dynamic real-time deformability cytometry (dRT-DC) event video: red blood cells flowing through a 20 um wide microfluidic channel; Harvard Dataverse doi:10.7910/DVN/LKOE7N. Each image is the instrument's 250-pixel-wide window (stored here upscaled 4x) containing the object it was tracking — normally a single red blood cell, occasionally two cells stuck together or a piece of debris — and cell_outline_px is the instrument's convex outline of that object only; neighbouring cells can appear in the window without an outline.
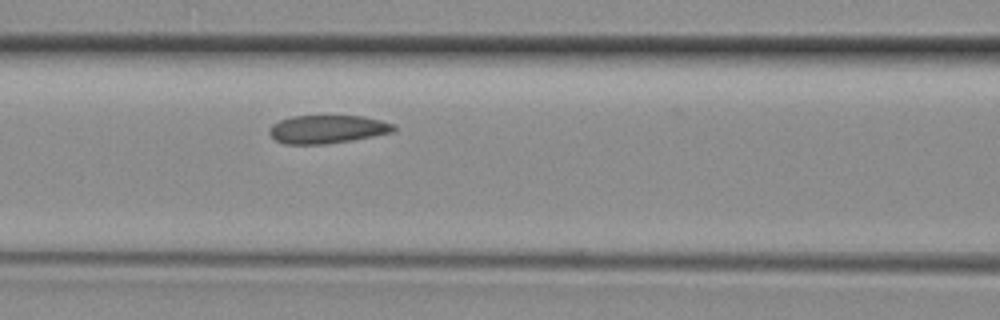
{"species": "common noctule bat (a hibernating species)", "species_latin": "Nyctalus noctula", "temperature_condition": "room temperature", "stored_images_in_passage": 6, "camera_frame_rate_fps": 3000, "um_per_image_px": 0.085, "animal": {"sex": "female", "body_mass_g": 29.2, "forearm_length_mm": 56.3}, "frame": {"image": 1, "passage_image": 5, "time_ms": 1.333, "image_size_px": [1000, 320], "cell_outline_px": [[396, 128], [392, 132], [352, 140], [324, 144], [284, 144], [276, 140], [268, 132], [272, 124], [280, 120], [292, 116], [364, 116], [396, 124]], "centroid_in_image_um": [27.82, 10.98], "position_along_channel_um": 138.8, "area_um2": 20.4}}